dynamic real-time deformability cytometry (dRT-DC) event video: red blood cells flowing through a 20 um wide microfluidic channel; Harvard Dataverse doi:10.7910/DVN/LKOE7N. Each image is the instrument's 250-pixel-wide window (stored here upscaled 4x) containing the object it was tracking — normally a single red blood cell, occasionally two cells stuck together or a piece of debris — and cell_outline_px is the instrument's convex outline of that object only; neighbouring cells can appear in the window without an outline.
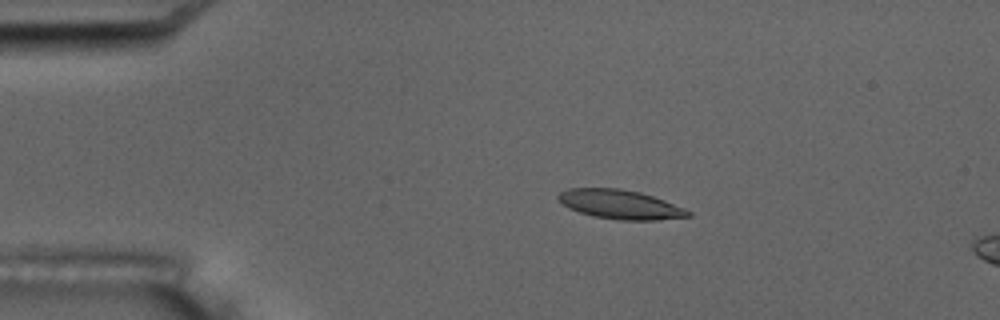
{"species": "common noctule bat (a hibernating species)", "species_latin": "Nyctalus noctula", "temperature_condition": "room temperature", "stored_images_in_passage": 4, "camera_frame_rate_fps": 3000, "um_per_image_px": 0.085, "animal": {"sex": "male", "body_mass_g": 17.5, "forearm_length_mm": 52.3}, "frame": {"image": 1, "passage_image": 2, "time_ms": 1.0, "image_size_px": [1000, 320], "cell_outline_px": [[692, 216], [656, 220], [620, 220], [592, 216], [568, 208], [556, 196], [560, 192], [568, 188], [620, 188], [640, 192], [664, 200], [684, 208], [692, 212]], "centroid_in_image_um": [52.72, 17.37], "position_along_channel_um": 32.3, "area_um2": 22.02}}